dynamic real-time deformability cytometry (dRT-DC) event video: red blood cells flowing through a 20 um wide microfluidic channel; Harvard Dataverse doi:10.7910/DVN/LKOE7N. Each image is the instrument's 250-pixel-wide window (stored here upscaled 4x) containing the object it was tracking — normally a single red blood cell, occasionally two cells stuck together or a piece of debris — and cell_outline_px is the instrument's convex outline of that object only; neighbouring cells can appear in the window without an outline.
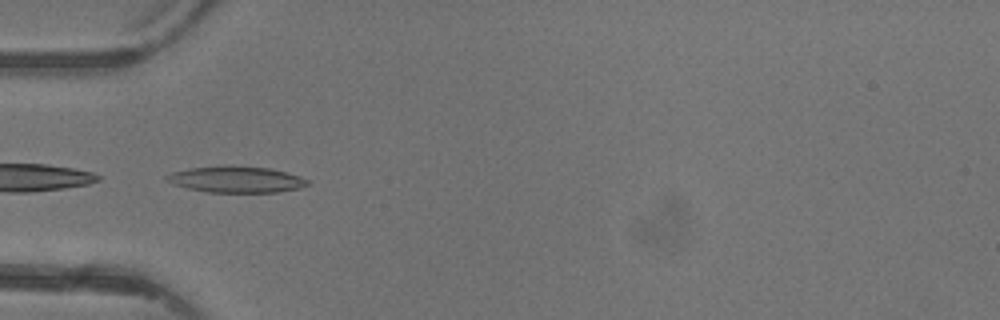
{"species": "common noctule bat (a hibernating species)", "species_latin": "Nyctalus noctula", "temperature_condition": "warm", "stored_images_in_passage": 3, "camera_frame_rate_fps": 3000, "um_per_image_px": 0.085, "animal": {"sex": "female"}, "frame": {"image": 1, "passage_image": 3, "time_ms": 2.333, "image_size_px": [1000, 320], "cell_outline_px": [[308, 184], [300, 188], [276, 192], [208, 192], [188, 188], [176, 184], [168, 180], [164, 176], [172, 172], [192, 168], [228, 164], [232, 164], [268, 168], [300, 176], [308, 180]], "centroid_in_image_um": [20.09, 15.23], "position_along_channel_um": 64.9, "area_um2": 21.5}}